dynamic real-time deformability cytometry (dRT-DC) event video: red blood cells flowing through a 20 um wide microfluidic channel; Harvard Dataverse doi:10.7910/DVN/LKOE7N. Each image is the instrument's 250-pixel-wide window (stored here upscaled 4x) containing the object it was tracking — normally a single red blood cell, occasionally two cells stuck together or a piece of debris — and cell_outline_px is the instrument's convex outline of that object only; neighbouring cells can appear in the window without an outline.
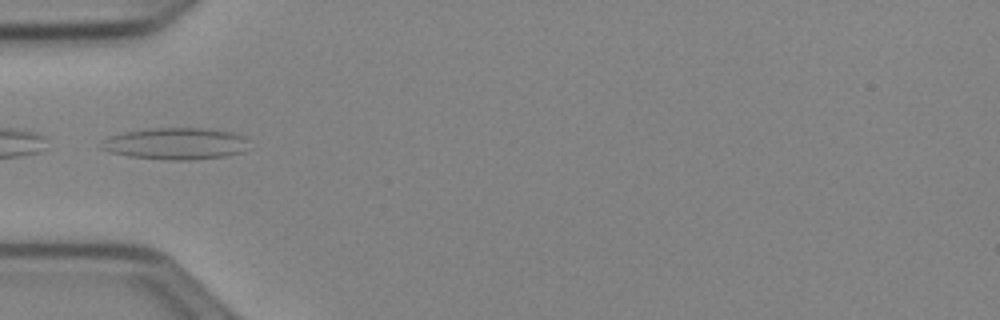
{"species": "Egyptian fruit bat (a non-hibernating species)", "species_latin": "Rousettus aegyptiacus", "temperature_condition": "cold", "stored_images_in_passage": 36, "camera_frame_rate_fps": 3000, "um_per_image_px": 0.085, "animal": {"sex": "female"}, "frame": {"image": 1, "passage_image": 1, "time_ms": 0.0, "image_size_px": [1000, 320], "cell_outline_px": [[252, 148], [244, 152], [228, 156], [188, 160], [172, 160], [132, 156], [112, 152], [100, 148], [100, 140], [108, 136], [124, 132], [148, 128], [204, 128], [232, 132], [244, 136], [248, 140]], "centroid_in_image_um": [15.0, 12.2], "position_along_channel_um": 70.0, "area_um2": 27.69}}